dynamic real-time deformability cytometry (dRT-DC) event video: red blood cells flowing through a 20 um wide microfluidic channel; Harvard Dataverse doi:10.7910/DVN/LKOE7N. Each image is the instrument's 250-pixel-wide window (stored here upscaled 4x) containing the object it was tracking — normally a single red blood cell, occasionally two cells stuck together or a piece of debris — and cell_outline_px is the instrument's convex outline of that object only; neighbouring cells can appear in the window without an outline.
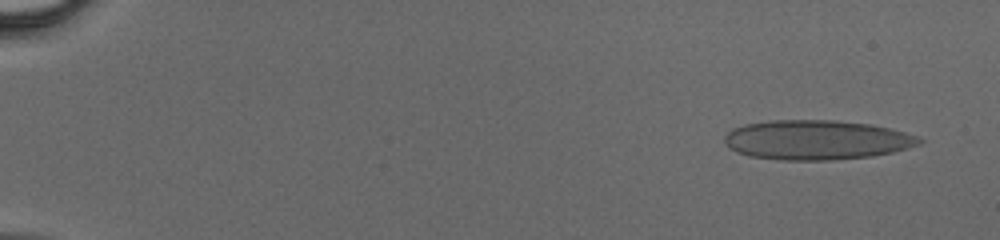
{"species": "human", "species_latin": "Homo sapiens", "temperature_condition": "cold", "stored_images_in_passage": 46, "camera_frame_rate_fps": 3000, "um_per_image_px": 0.085, "donor": {"sex": "male"}, "frame": {"image": 1, "passage_image": 3, "time_ms": 0.667, "image_size_px": [1000, 240], "cell_outline_px": [[924, 140], [920, 144], [908, 148], [892, 152], [872, 156], [828, 160], [784, 160], [748, 156], [736, 152], [728, 148], [724, 140], [724, 136], [732, 128], [744, 124], [772, 120], [836, 120], [868, 124], [888, 128], [904, 132], [916, 136]], "centroid_in_image_um": [69.36, 11.89], "position_along_channel_um": 15.6, "area_um2": 44.97}}
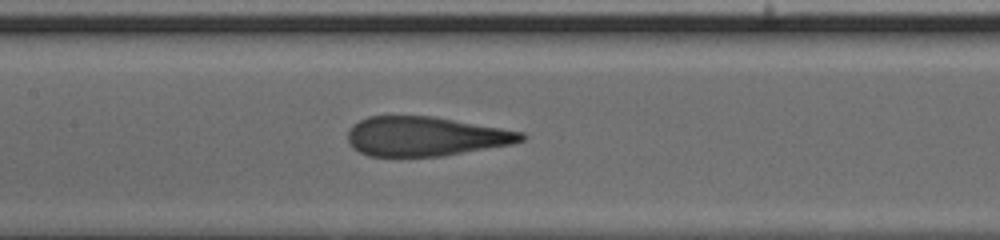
{"frame": {"image": 2, "passage_image": 24, "time_ms": 7.667, "image_size_px": [1000, 240], "cell_outline_px": [[528, 136], [524, 140], [512, 144], [444, 156], [368, 156], [352, 148], [348, 140], [348, 132], [352, 124], [368, 116], [432, 116], [524, 132]], "centroid_in_image_um": [36.17, 11.59], "position_along_channel_um": 171.2, "area_um2": 39.88}}
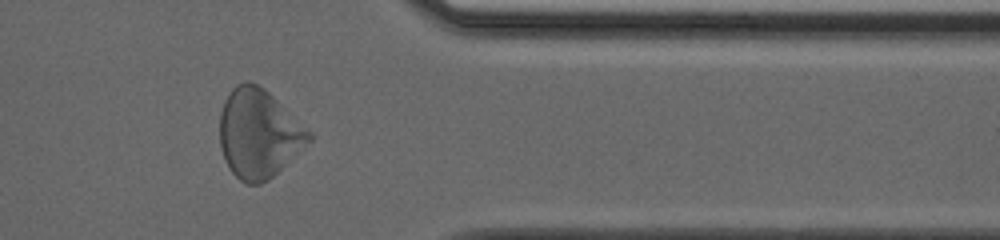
{"frame": {"image": 3, "passage_image": 39, "time_ms": 12.667, "image_size_px": [1000, 240], "cell_outline_px": [[312, 140], [268, 180], [260, 184], [248, 184], [240, 180], [232, 172], [224, 160], [220, 148], [220, 112], [224, 100], [232, 88], [236, 84], [244, 80], [248, 80], [264, 88], [312, 132]], "centroid_in_image_um": [21.97, 11.34], "position_along_channel_um": 389.4, "area_um2": 46.18}}